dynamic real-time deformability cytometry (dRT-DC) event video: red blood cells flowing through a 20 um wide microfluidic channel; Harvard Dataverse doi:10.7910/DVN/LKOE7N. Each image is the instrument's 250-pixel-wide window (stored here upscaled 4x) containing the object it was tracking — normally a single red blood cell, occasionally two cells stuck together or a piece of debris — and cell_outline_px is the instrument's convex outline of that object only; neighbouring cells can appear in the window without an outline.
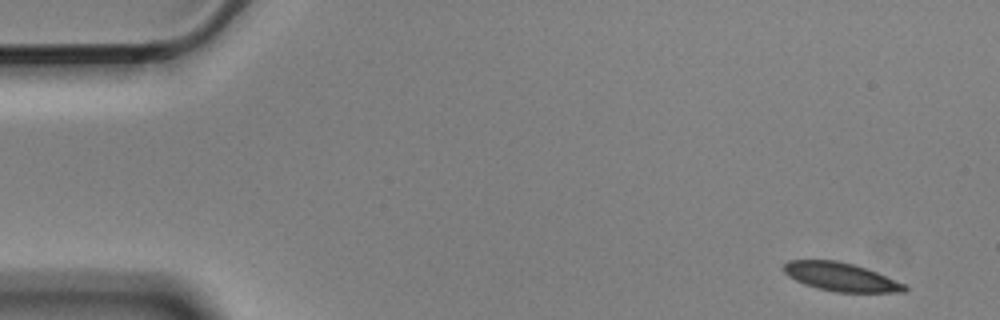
{"species": "Egyptian fruit bat (a non-hibernating species)", "species_latin": "Rousettus aegyptiacus", "temperature_condition": "cold", "stored_images_in_passage": 14, "camera_frame_rate_fps": 3000, "um_per_image_px": 0.085, "animal": {"sex": "male"}, "frame": {"image": 1, "passage_image": 1, "time_ms": 0.0, "image_size_px": [1000, 320], "cell_outline_px": [[908, 288], [904, 292], [836, 292], [816, 288], [804, 284], [788, 276], [780, 268], [788, 260], [836, 260], [852, 264], [876, 272], [904, 284]], "centroid_in_image_um": [71.4, 23.53], "position_along_channel_um": 13.6, "area_um2": 19.94}}
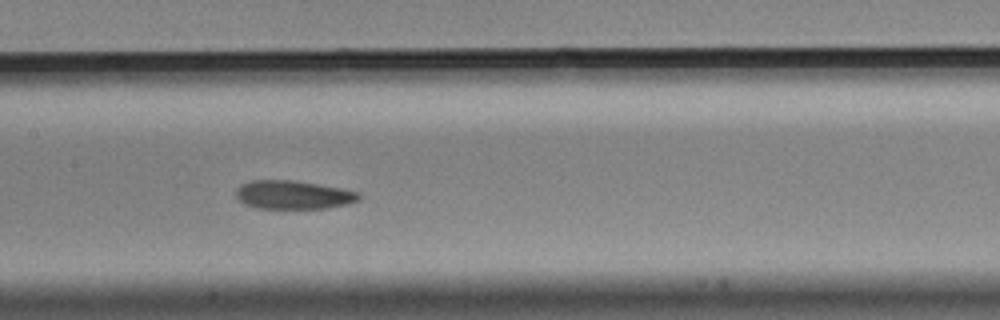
{"frame": {"image": 2, "passage_image": 7, "time_ms": 2.0, "image_size_px": [1000, 320], "cell_outline_px": [[360, 200], [348, 204], [328, 208], [256, 208], [244, 204], [236, 196], [236, 188], [252, 180], [292, 180], [340, 188], [360, 192]], "centroid_in_image_um": [24.94, 16.56], "position_along_channel_um": 182.5, "area_um2": 20.35}}
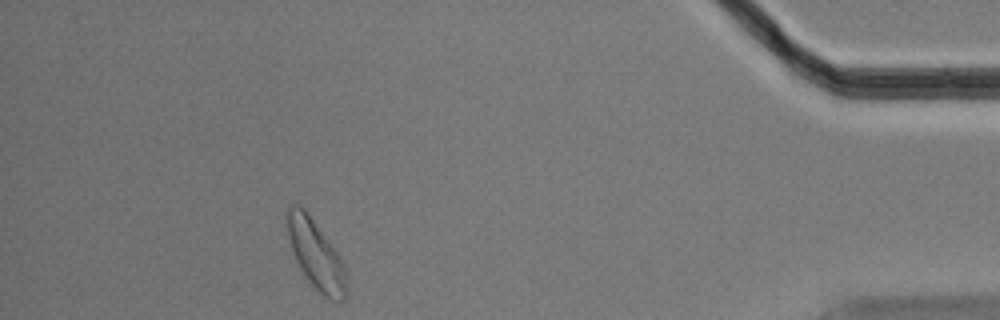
{"frame": {"image": 3, "passage_image": 13, "time_ms": 4.0, "image_size_px": [1000, 320], "cell_outline_px": [[348, 292], [344, 300], [332, 300], [324, 296], [312, 284], [300, 268], [296, 260], [288, 236], [284, 216], [284, 212], [288, 204], [300, 204], [308, 212], [340, 256], [344, 264], [348, 288]], "centroid_in_image_um": [26.83, 21.57], "position_along_channel_um": 408.4, "area_um2": 24.04}}